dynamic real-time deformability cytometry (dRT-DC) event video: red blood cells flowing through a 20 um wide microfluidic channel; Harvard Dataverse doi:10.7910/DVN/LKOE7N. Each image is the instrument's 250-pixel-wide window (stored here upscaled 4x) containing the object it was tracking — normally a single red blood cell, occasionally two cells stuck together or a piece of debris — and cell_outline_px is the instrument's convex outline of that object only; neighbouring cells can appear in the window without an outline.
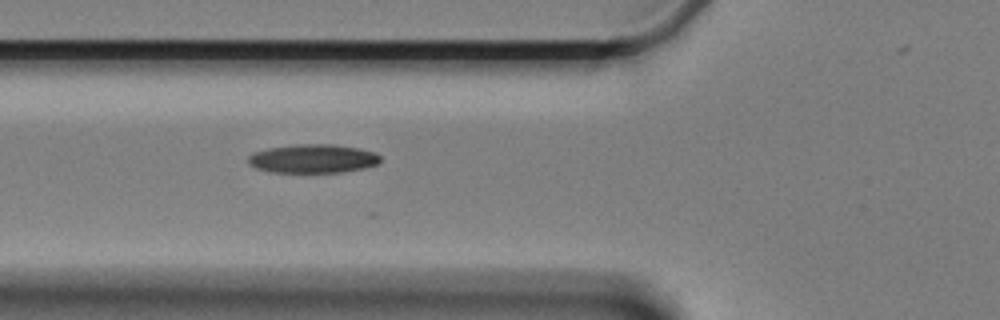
{"species": "Egyptian fruit bat (a non-hibernating species)", "species_latin": "Rousettus aegyptiacus", "temperature_condition": "cold", "stored_images_in_passage": 3, "camera_frame_rate_fps": 3000, "um_per_image_px": 0.085, "animal": {"sex": "female"}, "frame": {"image": 1, "passage_image": 3, "time_ms": 2.333, "image_size_px": [1000, 320], "cell_outline_px": [[380, 164], [364, 168], [340, 172], [268, 172], [256, 168], [248, 164], [248, 156], [252, 152], [268, 148], [296, 144], [336, 144], [360, 148], [376, 152], [380, 156]], "centroid_in_image_um": [26.6, 13.47], "position_along_channel_um": 99.2, "area_um2": 22.43}}